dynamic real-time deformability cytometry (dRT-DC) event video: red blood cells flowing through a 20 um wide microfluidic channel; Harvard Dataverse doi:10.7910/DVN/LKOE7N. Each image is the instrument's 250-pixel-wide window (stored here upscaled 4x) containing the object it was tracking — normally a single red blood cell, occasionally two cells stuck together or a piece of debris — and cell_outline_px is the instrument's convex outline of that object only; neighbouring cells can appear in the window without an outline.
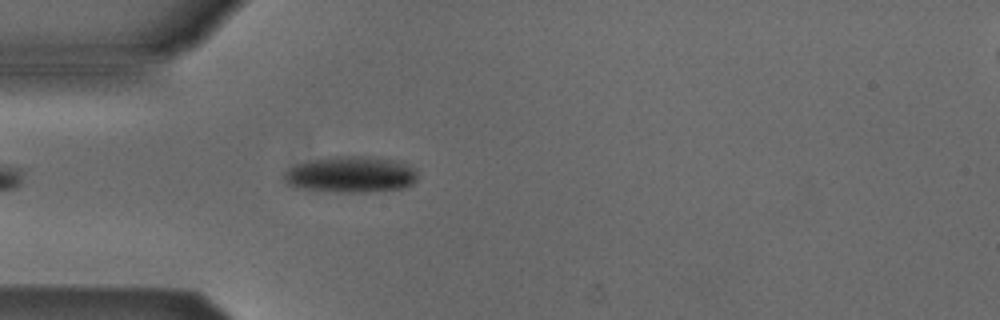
{"species": "Egyptian fruit bat (a non-hibernating species)", "species_latin": "Rousettus aegyptiacus", "temperature_condition": "cold", "stored_images_in_passage": 4, "camera_frame_rate_fps": 3000, "um_per_image_px": 0.085, "animal": {"sex": "male"}, "frame": {"image": 1, "passage_image": 4, "time_ms": 3.333, "image_size_px": [1000, 320], "cell_outline_px": [[416, 180], [412, 184], [404, 188], [368, 192], [336, 192], [292, 188], [284, 180], [284, 172], [288, 168], [296, 164], [312, 160], [332, 156], [368, 156], [400, 160], [412, 168], [416, 172]], "centroid_in_image_um": [29.79, 14.83], "position_along_channel_um": 55.2, "area_um2": 28.55}}